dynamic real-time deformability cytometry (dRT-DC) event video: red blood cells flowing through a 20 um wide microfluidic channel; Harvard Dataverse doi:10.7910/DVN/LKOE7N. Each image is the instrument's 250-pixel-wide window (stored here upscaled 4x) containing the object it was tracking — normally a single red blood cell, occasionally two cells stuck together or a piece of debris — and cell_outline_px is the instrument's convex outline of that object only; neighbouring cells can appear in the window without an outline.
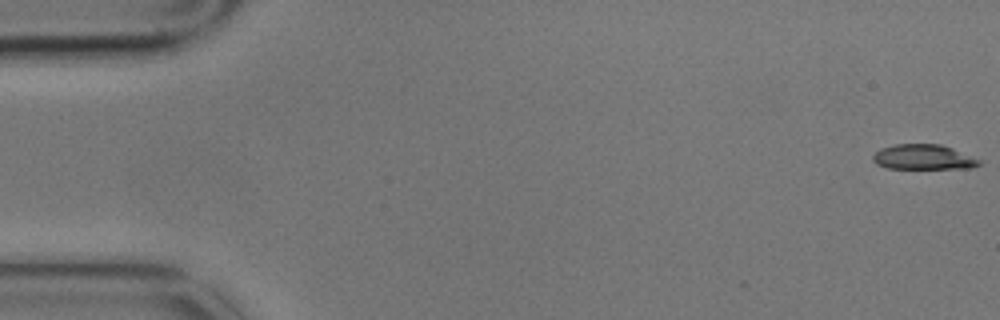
{"species": "common noctule bat (a hibernating species)", "species_latin": "Nyctalus noctula", "temperature_condition": "cold", "stored_images_in_passage": 4, "camera_frame_rate_fps": 3000, "um_per_image_px": 0.085, "animal": {"sex": "male", "body_mass_g": 17.9}, "frame": {"image": 1, "passage_image": 1, "time_ms": 0.0, "image_size_px": [1000, 320], "cell_outline_px": [[984, 160], [980, 164], [972, 168], [888, 168], [876, 164], [872, 160], [872, 156], [880, 148], [896, 144], [940, 144], [952, 148]], "centroid_in_image_um": [78.52, 13.35], "position_along_channel_um": 6.5, "area_um2": 15.61}}